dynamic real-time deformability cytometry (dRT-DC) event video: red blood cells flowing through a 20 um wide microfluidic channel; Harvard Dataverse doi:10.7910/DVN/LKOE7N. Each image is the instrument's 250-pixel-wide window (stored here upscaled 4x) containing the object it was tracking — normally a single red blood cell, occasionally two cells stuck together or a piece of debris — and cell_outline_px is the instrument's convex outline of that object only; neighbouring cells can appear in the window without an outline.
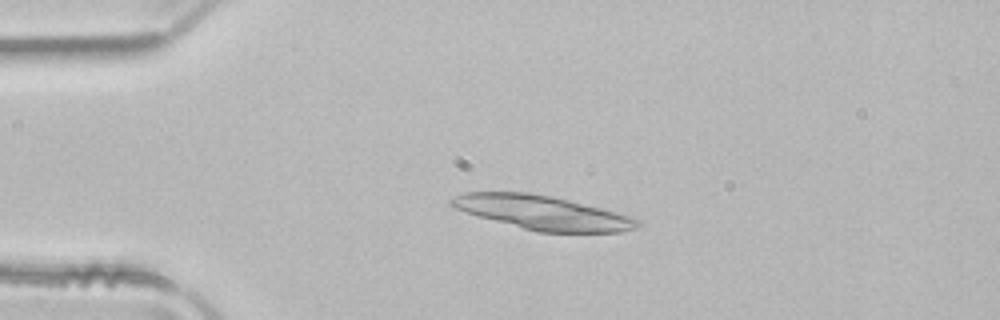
{"species": "common noctule bat (a hibernating species)", "species_latin": "Nyctalus noctula", "temperature_condition": "room temperature", "stored_images_in_passage": 2, "camera_frame_rate_fps": 3000, "um_per_image_px": 0.085, "animal": {"sex": "male", "body_mass_g": 21.5, "forearm_length_mm": 52.0}, "frame": {"image": 1, "passage_image": 2, "time_ms": 0.333, "image_size_px": [1000, 320], "cell_outline_px": [[640, 224], [636, 228], [620, 232], [536, 232], [480, 216], [456, 208], [448, 204], [448, 200], [452, 196], [464, 192], [528, 192], [552, 196], [632, 216], [640, 220]], "centroid_in_image_um": [46.11, 18.06], "position_along_channel_um": 38.9, "area_um2": 36.59}}